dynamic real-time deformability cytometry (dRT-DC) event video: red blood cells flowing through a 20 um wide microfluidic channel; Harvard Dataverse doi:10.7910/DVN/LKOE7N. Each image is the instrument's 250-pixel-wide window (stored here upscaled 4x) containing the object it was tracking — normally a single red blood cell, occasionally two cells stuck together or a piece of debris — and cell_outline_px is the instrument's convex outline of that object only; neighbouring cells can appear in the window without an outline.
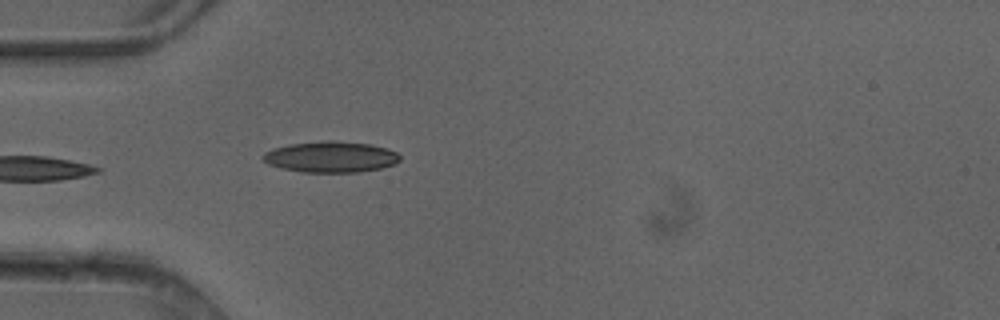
{"species": "common noctule bat (a hibernating species)", "species_latin": "Nyctalus noctula", "temperature_condition": "cold", "stored_images_in_passage": 5, "camera_frame_rate_fps": 3000, "um_per_image_px": 0.085, "animal": {"sex": "female"}, "frame": {"image": 1, "passage_image": 5, "time_ms": 1.333, "image_size_px": [1000, 320], "cell_outline_px": [[400, 160], [396, 164], [380, 168], [360, 172], [304, 172], [284, 168], [268, 164], [264, 160], [264, 152], [272, 148], [288, 144], [328, 140], [336, 140], [372, 144], [388, 148], [396, 152], [400, 156]], "centroid_in_image_um": [28.16, 13.32], "position_along_channel_um": 56.8, "area_um2": 24.85}}